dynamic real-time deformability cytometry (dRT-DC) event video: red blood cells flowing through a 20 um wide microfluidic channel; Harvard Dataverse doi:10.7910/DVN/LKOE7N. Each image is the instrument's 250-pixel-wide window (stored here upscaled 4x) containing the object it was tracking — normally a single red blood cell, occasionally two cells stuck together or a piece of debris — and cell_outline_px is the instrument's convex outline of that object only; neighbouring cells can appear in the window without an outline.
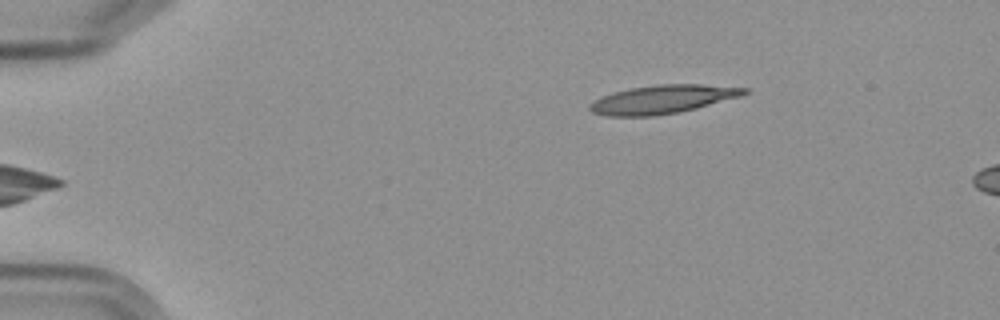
{"species": "Egyptian fruit bat (a non-hibernating species)", "species_latin": "Rousettus aegyptiacus", "temperature_condition": "cold", "stored_images_in_passage": 3, "camera_frame_rate_fps": 3000, "um_per_image_px": 0.085, "frame": {"image": 1, "passage_image": 3, "time_ms": 3.0, "image_size_px": [1000, 320], "cell_outline_px": [[748, 92], [740, 96], [696, 108], [676, 112], [652, 116], [608, 116], [592, 112], [588, 108], [588, 104], [600, 96], [612, 92], [628, 88], [656, 84], [704, 84], [748, 88]], "centroid_in_image_um": [56.26, 8.43], "position_along_channel_um": 28.7, "area_um2": 25.66}}